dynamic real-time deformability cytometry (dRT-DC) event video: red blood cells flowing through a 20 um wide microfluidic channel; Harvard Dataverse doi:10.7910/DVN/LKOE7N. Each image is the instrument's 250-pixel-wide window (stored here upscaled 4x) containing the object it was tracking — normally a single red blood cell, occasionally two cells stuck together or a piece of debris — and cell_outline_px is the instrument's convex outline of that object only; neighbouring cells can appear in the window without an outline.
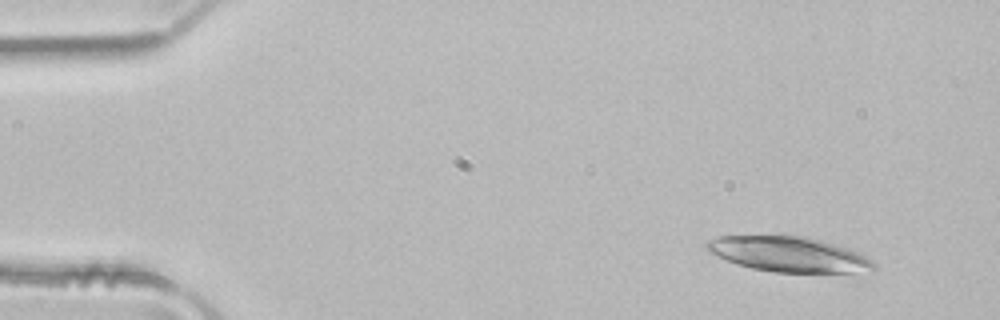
{"species": "common noctule bat (a hibernating species)", "species_latin": "Nyctalus noctula", "temperature_condition": "room temperature", "stored_images_in_passage": 5, "camera_frame_rate_fps": 3000, "um_per_image_px": 0.085, "animal": {"sex": "male", "body_mass_g": 21.5, "forearm_length_mm": 52.0}, "frame": {"image": 1, "passage_image": 5, "time_ms": 1.333, "image_size_px": [1000, 320], "cell_outline_px": [[876, 268], [872, 272], [772, 272], [752, 268], [736, 264], [704, 248], [704, 244], [708, 240], [720, 236], [780, 232], [804, 236], [820, 240], [856, 252], [872, 260], [876, 264]], "centroid_in_image_um": [66.98, 21.56], "position_along_channel_um": 18.0, "area_um2": 34.97}}